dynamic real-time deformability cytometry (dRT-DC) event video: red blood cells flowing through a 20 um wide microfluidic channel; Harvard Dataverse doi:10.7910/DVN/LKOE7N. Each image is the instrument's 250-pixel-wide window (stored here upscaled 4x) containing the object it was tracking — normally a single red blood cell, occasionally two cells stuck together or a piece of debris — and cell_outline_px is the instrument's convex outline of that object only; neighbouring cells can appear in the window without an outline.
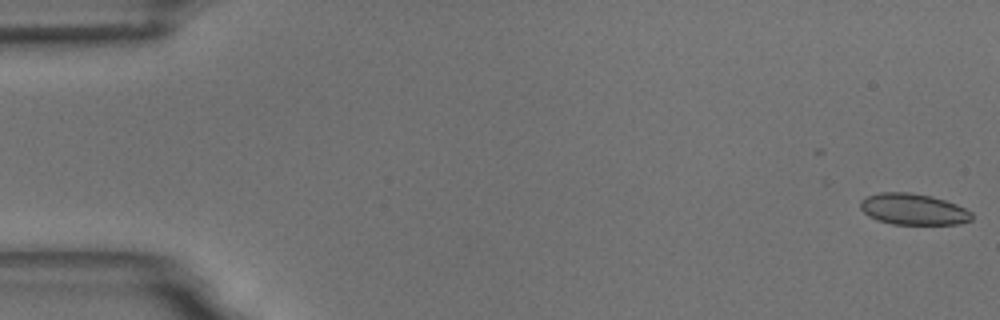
{"species": "common noctule bat (a hibernating species)", "species_latin": "Nyctalus noctula", "temperature_condition": "room temperature", "stored_images_in_passage": 6, "camera_frame_rate_fps": 3000, "um_per_image_px": 0.085, "animal": {"sex": "male", "body_mass_g": 18.8}, "frame": {"image": 1, "passage_image": 1, "time_ms": 0.0, "image_size_px": [1000, 320], "cell_outline_px": [[972, 220], [960, 224], [892, 224], [876, 220], [868, 216], [860, 208], [860, 200], [868, 196], [880, 192], [908, 192], [932, 196], [956, 204], [972, 212]], "centroid_in_image_um": [77.62, 17.79], "position_along_channel_um": 7.4, "area_um2": 20.35}}